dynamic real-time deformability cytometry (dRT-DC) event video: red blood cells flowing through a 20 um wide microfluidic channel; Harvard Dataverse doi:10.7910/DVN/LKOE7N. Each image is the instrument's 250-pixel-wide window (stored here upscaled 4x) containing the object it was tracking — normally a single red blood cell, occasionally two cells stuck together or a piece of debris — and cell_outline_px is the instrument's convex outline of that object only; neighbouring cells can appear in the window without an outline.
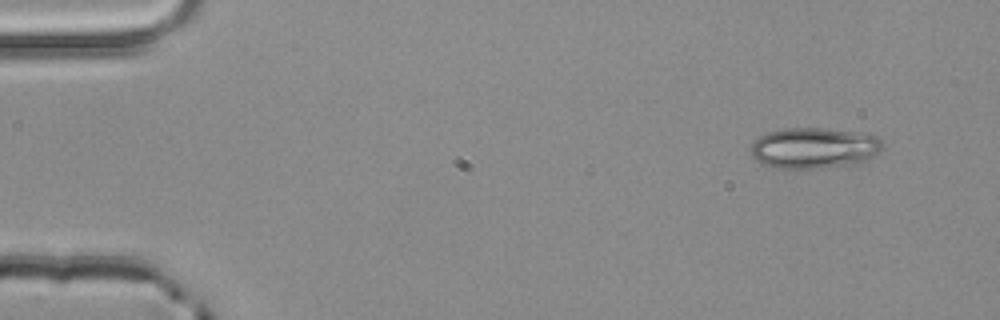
{"species": "common noctule bat (a hibernating species)", "species_latin": "Nyctalus noctula", "temperature_condition": "room temperature", "stored_images_in_passage": 3, "camera_frame_rate_fps": 3000, "um_per_image_px": 0.085, "animal": {"sex": "male", "body_mass_g": 20.4}, "frame": {"image": 1, "passage_image": 1, "time_ms": 0.0, "image_size_px": [1000, 320], "cell_outline_px": [[884, 148], [880, 152], [868, 160], [852, 164], [820, 168], [776, 168], [764, 164], [756, 160], [752, 156], [748, 148], [760, 136], [768, 132], [784, 128], [824, 128], [864, 132], [876, 136], [884, 144]], "centroid_in_image_um": [69.22, 12.57], "position_along_channel_um": 15.8, "area_um2": 31.73}}